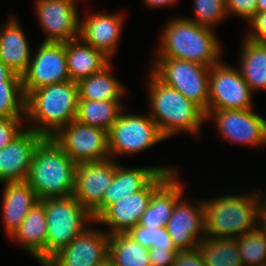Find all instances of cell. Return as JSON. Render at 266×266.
I'll use <instances>...</instances> for the list:
<instances>
[{"instance_id": "1", "label": "cell", "mask_w": 266, "mask_h": 266, "mask_svg": "<svg viewBox=\"0 0 266 266\" xmlns=\"http://www.w3.org/2000/svg\"><path fill=\"white\" fill-rule=\"evenodd\" d=\"M156 57L174 58L212 67L221 60L222 47L215 29L199 25L185 17L167 21Z\"/></svg>"}, {"instance_id": "2", "label": "cell", "mask_w": 266, "mask_h": 266, "mask_svg": "<svg viewBox=\"0 0 266 266\" xmlns=\"http://www.w3.org/2000/svg\"><path fill=\"white\" fill-rule=\"evenodd\" d=\"M147 92L150 117L167 139L180 134H201L206 121L205 112L188 100L175 88L160 81L151 71L148 73Z\"/></svg>"}, {"instance_id": "3", "label": "cell", "mask_w": 266, "mask_h": 266, "mask_svg": "<svg viewBox=\"0 0 266 266\" xmlns=\"http://www.w3.org/2000/svg\"><path fill=\"white\" fill-rule=\"evenodd\" d=\"M78 100V85L72 80L31 91L25 99V121L30 123L27 128L52 137L75 120Z\"/></svg>"}, {"instance_id": "4", "label": "cell", "mask_w": 266, "mask_h": 266, "mask_svg": "<svg viewBox=\"0 0 266 266\" xmlns=\"http://www.w3.org/2000/svg\"><path fill=\"white\" fill-rule=\"evenodd\" d=\"M261 190L203 199L206 237L237 239L258 227Z\"/></svg>"}, {"instance_id": "5", "label": "cell", "mask_w": 266, "mask_h": 266, "mask_svg": "<svg viewBox=\"0 0 266 266\" xmlns=\"http://www.w3.org/2000/svg\"><path fill=\"white\" fill-rule=\"evenodd\" d=\"M76 166L52 137H45L34 153L26 182L39 200L72 196Z\"/></svg>"}, {"instance_id": "6", "label": "cell", "mask_w": 266, "mask_h": 266, "mask_svg": "<svg viewBox=\"0 0 266 266\" xmlns=\"http://www.w3.org/2000/svg\"><path fill=\"white\" fill-rule=\"evenodd\" d=\"M47 221L46 262L92 223V214L72 195L41 200Z\"/></svg>"}, {"instance_id": "7", "label": "cell", "mask_w": 266, "mask_h": 266, "mask_svg": "<svg viewBox=\"0 0 266 266\" xmlns=\"http://www.w3.org/2000/svg\"><path fill=\"white\" fill-rule=\"evenodd\" d=\"M149 71L188 100L198 105L205 114L209 104L210 68L199 63L174 58L156 57Z\"/></svg>"}, {"instance_id": "8", "label": "cell", "mask_w": 266, "mask_h": 266, "mask_svg": "<svg viewBox=\"0 0 266 266\" xmlns=\"http://www.w3.org/2000/svg\"><path fill=\"white\" fill-rule=\"evenodd\" d=\"M123 112L108 131L111 159L145 151L166 140L148 113L136 115Z\"/></svg>"}, {"instance_id": "9", "label": "cell", "mask_w": 266, "mask_h": 266, "mask_svg": "<svg viewBox=\"0 0 266 266\" xmlns=\"http://www.w3.org/2000/svg\"><path fill=\"white\" fill-rule=\"evenodd\" d=\"M52 138L76 164L110 158L108 131L101 128L74 120Z\"/></svg>"}, {"instance_id": "10", "label": "cell", "mask_w": 266, "mask_h": 266, "mask_svg": "<svg viewBox=\"0 0 266 266\" xmlns=\"http://www.w3.org/2000/svg\"><path fill=\"white\" fill-rule=\"evenodd\" d=\"M253 92L239 70L219 62L210 68L208 111L252 109Z\"/></svg>"}, {"instance_id": "11", "label": "cell", "mask_w": 266, "mask_h": 266, "mask_svg": "<svg viewBox=\"0 0 266 266\" xmlns=\"http://www.w3.org/2000/svg\"><path fill=\"white\" fill-rule=\"evenodd\" d=\"M247 110L208 111L206 120L213 119L217 132L229 142L255 148L266 146V119Z\"/></svg>"}, {"instance_id": "12", "label": "cell", "mask_w": 266, "mask_h": 266, "mask_svg": "<svg viewBox=\"0 0 266 266\" xmlns=\"http://www.w3.org/2000/svg\"><path fill=\"white\" fill-rule=\"evenodd\" d=\"M32 56L27 70L21 75L25 97L42 86L70 80L65 43L42 42Z\"/></svg>"}, {"instance_id": "13", "label": "cell", "mask_w": 266, "mask_h": 266, "mask_svg": "<svg viewBox=\"0 0 266 266\" xmlns=\"http://www.w3.org/2000/svg\"><path fill=\"white\" fill-rule=\"evenodd\" d=\"M175 172H160L144 189L110 205L96 220L95 224L109 226V235L127 233L136 227L146 211L152 193Z\"/></svg>"}, {"instance_id": "14", "label": "cell", "mask_w": 266, "mask_h": 266, "mask_svg": "<svg viewBox=\"0 0 266 266\" xmlns=\"http://www.w3.org/2000/svg\"><path fill=\"white\" fill-rule=\"evenodd\" d=\"M73 0H36L35 14L46 33L42 42L65 43L79 38L80 17Z\"/></svg>"}, {"instance_id": "15", "label": "cell", "mask_w": 266, "mask_h": 266, "mask_svg": "<svg viewBox=\"0 0 266 266\" xmlns=\"http://www.w3.org/2000/svg\"><path fill=\"white\" fill-rule=\"evenodd\" d=\"M182 196L174 205L166 230L178 251H190L198 248L206 237L203 199L190 204Z\"/></svg>"}, {"instance_id": "16", "label": "cell", "mask_w": 266, "mask_h": 266, "mask_svg": "<svg viewBox=\"0 0 266 266\" xmlns=\"http://www.w3.org/2000/svg\"><path fill=\"white\" fill-rule=\"evenodd\" d=\"M114 174L115 160L111 158L77 164L73 196L92 213L102 203Z\"/></svg>"}, {"instance_id": "17", "label": "cell", "mask_w": 266, "mask_h": 266, "mask_svg": "<svg viewBox=\"0 0 266 266\" xmlns=\"http://www.w3.org/2000/svg\"><path fill=\"white\" fill-rule=\"evenodd\" d=\"M109 234L90 226L43 266H97L108 256Z\"/></svg>"}, {"instance_id": "18", "label": "cell", "mask_w": 266, "mask_h": 266, "mask_svg": "<svg viewBox=\"0 0 266 266\" xmlns=\"http://www.w3.org/2000/svg\"><path fill=\"white\" fill-rule=\"evenodd\" d=\"M178 172L174 165L127 168L115 162V174L102 203L91 213L94 221L112 204L144 189L160 172Z\"/></svg>"}, {"instance_id": "19", "label": "cell", "mask_w": 266, "mask_h": 266, "mask_svg": "<svg viewBox=\"0 0 266 266\" xmlns=\"http://www.w3.org/2000/svg\"><path fill=\"white\" fill-rule=\"evenodd\" d=\"M44 138L26 127L0 149V183L26 181L34 153Z\"/></svg>"}, {"instance_id": "20", "label": "cell", "mask_w": 266, "mask_h": 266, "mask_svg": "<svg viewBox=\"0 0 266 266\" xmlns=\"http://www.w3.org/2000/svg\"><path fill=\"white\" fill-rule=\"evenodd\" d=\"M123 18L122 13L118 12L117 14L99 12L88 15L80 20L79 38L111 60L118 49L124 26Z\"/></svg>"}, {"instance_id": "21", "label": "cell", "mask_w": 266, "mask_h": 266, "mask_svg": "<svg viewBox=\"0 0 266 266\" xmlns=\"http://www.w3.org/2000/svg\"><path fill=\"white\" fill-rule=\"evenodd\" d=\"M179 171L172 173L151 195L150 203L138 225L144 227H166L174 205L185 193V185L178 178ZM179 179V180H178Z\"/></svg>"}, {"instance_id": "22", "label": "cell", "mask_w": 266, "mask_h": 266, "mask_svg": "<svg viewBox=\"0 0 266 266\" xmlns=\"http://www.w3.org/2000/svg\"><path fill=\"white\" fill-rule=\"evenodd\" d=\"M34 256L40 266L46 263L47 221L44 203L39 200L29 211L22 224L9 237Z\"/></svg>"}, {"instance_id": "23", "label": "cell", "mask_w": 266, "mask_h": 266, "mask_svg": "<svg viewBox=\"0 0 266 266\" xmlns=\"http://www.w3.org/2000/svg\"><path fill=\"white\" fill-rule=\"evenodd\" d=\"M3 184L2 220L5 233L11 236L39 199L26 181Z\"/></svg>"}, {"instance_id": "24", "label": "cell", "mask_w": 266, "mask_h": 266, "mask_svg": "<svg viewBox=\"0 0 266 266\" xmlns=\"http://www.w3.org/2000/svg\"><path fill=\"white\" fill-rule=\"evenodd\" d=\"M14 17L0 27V60L16 74L22 75L31 60L30 44L24 29Z\"/></svg>"}, {"instance_id": "25", "label": "cell", "mask_w": 266, "mask_h": 266, "mask_svg": "<svg viewBox=\"0 0 266 266\" xmlns=\"http://www.w3.org/2000/svg\"><path fill=\"white\" fill-rule=\"evenodd\" d=\"M67 70L70 80H79L100 72L110 62L101 51L84 43L80 38L65 42Z\"/></svg>"}, {"instance_id": "26", "label": "cell", "mask_w": 266, "mask_h": 266, "mask_svg": "<svg viewBox=\"0 0 266 266\" xmlns=\"http://www.w3.org/2000/svg\"><path fill=\"white\" fill-rule=\"evenodd\" d=\"M239 72L251 91L266 88V43H259L246 37L242 41Z\"/></svg>"}, {"instance_id": "27", "label": "cell", "mask_w": 266, "mask_h": 266, "mask_svg": "<svg viewBox=\"0 0 266 266\" xmlns=\"http://www.w3.org/2000/svg\"><path fill=\"white\" fill-rule=\"evenodd\" d=\"M110 62L100 72L83 78L77 82L79 99L92 101L121 100L126 93L122 85L112 74Z\"/></svg>"}, {"instance_id": "28", "label": "cell", "mask_w": 266, "mask_h": 266, "mask_svg": "<svg viewBox=\"0 0 266 266\" xmlns=\"http://www.w3.org/2000/svg\"><path fill=\"white\" fill-rule=\"evenodd\" d=\"M122 100H78L75 120L81 124L109 131L123 110Z\"/></svg>"}, {"instance_id": "29", "label": "cell", "mask_w": 266, "mask_h": 266, "mask_svg": "<svg viewBox=\"0 0 266 266\" xmlns=\"http://www.w3.org/2000/svg\"><path fill=\"white\" fill-rule=\"evenodd\" d=\"M148 255L149 249L127 233L109 235L108 256L116 266H151Z\"/></svg>"}, {"instance_id": "30", "label": "cell", "mask_w": 266, "mask_h": 266, "mask_svg": "<svg viewBox=\"0 0 266 266\" xmlns=\"http://www.w3.org/2000/svg\"><path fill=\"white\" fill-rule=\"evenodd\" d=\"M198 250L206 266H243L236 239L205 237Z\"/></svg>"}, {"instance_id": "31", "label": "cell", "mask_w": 266, "mask_h": 266, "mask_svg": "<svg viewBox=\"0 0 266 266\" xmlns=\"http://www.w3.org/2000/svg\"><path fill=\"white\" fill-rule=\"evenodd\" d=\"M25 95L22 80L0 84V118H25Z\"/></svg>"}, {"instance_id": "32", "label": "cell", "mask_w": 266, "mask_h": 266, "mask_svg": "<svg viewBox=\"0 0 266 266\" xmlns=\"http://www.w3.org/2000/svg\"><path fill=\"white\" fill-rule=\"evenodd\" d=\"M236 240L243 266H255L266 262V236L258 227Z\"/></svg>"}, {"instance_id": "33", "label": "cell", "mask_w": 266, "mask_h": 266, "mask_svg": "<svg viewBox=\"0 0 266 266\" xmlns=\"http://www.w3.org/2000/svg\"><path fill=\"white\" fill-rule=\"evenodd\" d=\"M194 14V19L186 18L213 29L228 16L225 0H194Z\"/></svg>"}, {"instance_id": "34", "label": "cell", "mask_w": 266, "mask_h": 266, "mask_svg": "<svg viewBox=\"0 0 266 266\" xmlns=\"http://www.w3.org/2000/svg\"><path fill=\"white\" fill-rule=\"evenodd\" d=\"M127 234L145 248L176 249L166 227H144L137 225Z\"/></svg>"}, {"instance_id": "35", "label": "cell", "mask_w": 266, "mask_h": 266, "mask_svg": "<svg viewBox=\"0 0 266 266\" xmlns=\"http://www.w3.org/2000/svg\"><path fill=\"white\" fill-rule=\"evenodd\" d=\"M23 122H26L25 118H0V149L26 128Z\"/></svg>"}, {"instance_id": "36", "label": "cell", "mask_w": 266, "mask_h": 266, "mask_svg": "<svg viewBox=\"0 0 266 266\" xmlns=\"http://www.w3.org/2000/svg\"><path fill=\"white\" fill-rule=\"evenodd\" d=\"M225 3L228 16L235 14L248 22L256 13V0H225Z\"/></svg>"}, {"instance_id": "37", "label": "cell", "mask_w": 266, "mask_h": 266, "mask_svg": "<svg viewBox=\"0 0 266 266\" xmlns=\"http://www.w3.org/2000/svg\"><path fill=\"white\" fill-rule=\"evenodd\" d=\"M248 23L250 30L244 37L259 43H266V12H256Z\"/></svg>"}, {"instance_id": "38", "label": "cell", "mask_w": 266, "mask_h": 266, "mask_svg": "<svg viewBox=\"0 0 266 266\" xmlns=\"http://www.w3.org/2000/svg\"><path fill=\"white\" fill-rule=\"evenodd\" d=\"M179 251L177 249H149V261L151 266H172Z\"/></svg>"}, {"instance_id": "39", "label": "cell", "mask_w": 266, "mask_h": 266, "mask_svg": "<svg viewBox=\"0 0 266 266\" xmlns=\"http://www.w3.org/2000/svg\"><path fill=\"white\" fill-rule=\"evenodd\" d=\"M172 266H206L198 248L190 251H179Z\"/></svg>"}, {"instance_id": "40", "label": "cell", "mask_w": 266, "mask_h": 266, "mask_svg": "<svg viewBox=\"0 0 266 266\" xmlns=\"http://www.w3.org/2000/svg\"><path fill=\"white\" fill-rule=\"evenodd\" d=\"M261 194V198L259 199V209H258V228L265 234L266 236V196Z\"/></svg>"}, {"instance_id": "41", "label": "cell", "mask_w": 266, "mask_h": 266, "mask_svg": "<svg viewBox=\"0 0 266 266\" xmlns=\"http://www.w3.org/2000/svg\"><path fill=\"white\" fill-rule=\"evenodd\" d=\"M5 80H22V78L0 60V84Z\"/></svg>"}, {"instance_id": "42", "label": "cell", "mask_w": 266, "mask_h": 266, "mask_svg": "<svg viewBox=\"0 0 266 266\" xmlns=\"http://www.w3.org/2000/svg\"><path fill=\"white\" fill-rule=\"evenodd\" d=\"M144 4H146L147 7L151 8H162L163 6H171L173 3H175L177 0H142Z\"/></svg>"}, {"instance_id": "43", "label": "cell", "mask_w": 266, "mask_h": 266, "mask_svg": "<svg viewBox=\"0 0 266 266\" xmlns=\"http://www.w3.org/2000/svg\"><path fill=\"white\" fill-rule=\"evenodd\" d=\"M256 12H266V0H256Z\"/></svg>"}, {"instance_id": "44", "label": "cell", "mask_w": 266, "mask_h": 266, "mask_svg": "<svg viewBox=\"0 0 266 266\" xmlns=\"http://www.w3.org/2000/svg\"><path fill=\"white\" fill-rule=\"evenodd\" d=\"M97 266H116V264L109 256H106Z\"/></svg>"}, {"instance_id": "45", "label": "cell", "mask_w": 266, "mask_h": 266, "mask_svg": "<svg viewBox=\"0 0 266 266\" xmlns=\"http://www.w3.org/2000/svg\"><path fill=\"white\" fill-rule=\"evenodd\" d=\"M255 266H266V262L265 263H261L259 265H255Z\"/></svg>"}]
</instances>
